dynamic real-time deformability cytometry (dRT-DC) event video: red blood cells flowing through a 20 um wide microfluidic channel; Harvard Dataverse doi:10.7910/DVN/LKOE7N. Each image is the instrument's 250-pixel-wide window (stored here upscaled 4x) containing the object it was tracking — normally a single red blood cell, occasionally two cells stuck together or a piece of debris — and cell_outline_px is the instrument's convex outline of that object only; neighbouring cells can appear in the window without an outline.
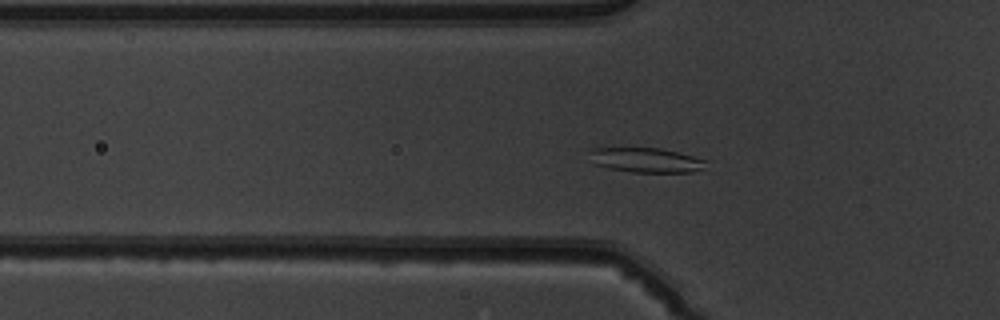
{"species": "common noctule bat (a hibernating species)", "species_latin": "Nyctalus noctula", "temperature_condition": "warm", "stored_images_in_passage": 37, "segment_of_instrument_passage": [1, 2], "camera_frame_rate_fps": 3000, "um_per_image_px": 0.085, "animal": {"sex": "male", "body_mass_g": 19.5, "forearm_length_mm": 54.6}, "frame": {"image": 1, "passage_image": 2, "time_ms": 0.333, "image_size_px": [1000, 320], "cell_outline_px": [[708, 160], [700, 168], [692, 172], [632, 172], [612, 168], [596, 164], [592, 152], [592, 148], [660, 148]], "centroid_in_image_um": [54.97, 13.6], "position_along_channel_um": 70.8, "area_um2": 16.07}}
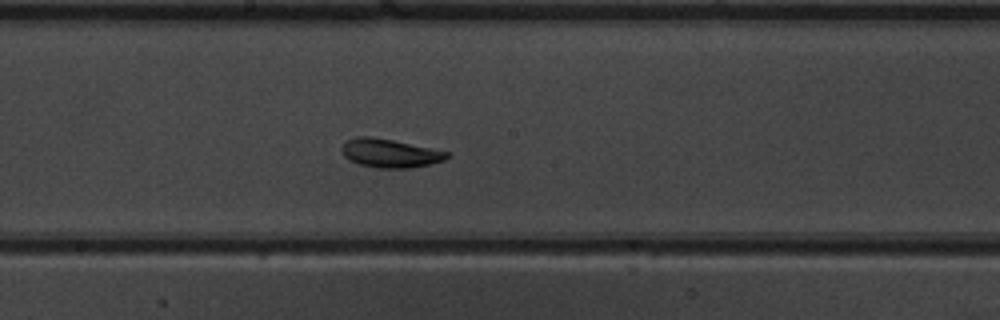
{"frame": {"image": 2, "passage_image": 13, "time_ms": 4.0, "image_size_px": [1000, 320], "cell_outline_px": [[452, 156], [444, 160], [412, 168], [376, 168], [360, 164], [344, 156], [340, 148], [348, 140], [356, 136], [372, 136], [452, 152]], "centroid_in_image_um": [33.19, 13.02], "position_along_channel_um": 215.0, "area_um2": 17.57}}
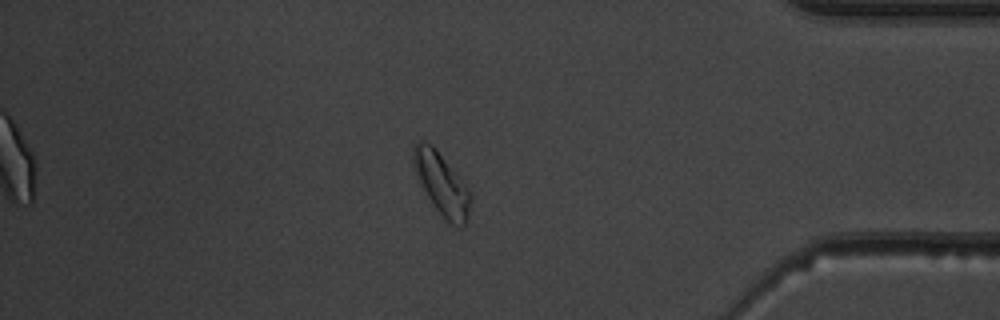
{"frame": {"image": 3, "passage_image": 29, "time_ms": 9.333, "image_size_px": [1000, 320], "cell_outline_px": [[472, 200], [468, 220], [460, 228], [452, 224], [436, 208], [428, 196], [412, 164], [412, 148], [420, 140], [424, 140], [432, 144], [436, 148], [460, 176], [472, 192]], "centroid_in_image_um": [37.59, 15.59], "position_along_channel_um": 397.6, "area_um2": 20.69}}